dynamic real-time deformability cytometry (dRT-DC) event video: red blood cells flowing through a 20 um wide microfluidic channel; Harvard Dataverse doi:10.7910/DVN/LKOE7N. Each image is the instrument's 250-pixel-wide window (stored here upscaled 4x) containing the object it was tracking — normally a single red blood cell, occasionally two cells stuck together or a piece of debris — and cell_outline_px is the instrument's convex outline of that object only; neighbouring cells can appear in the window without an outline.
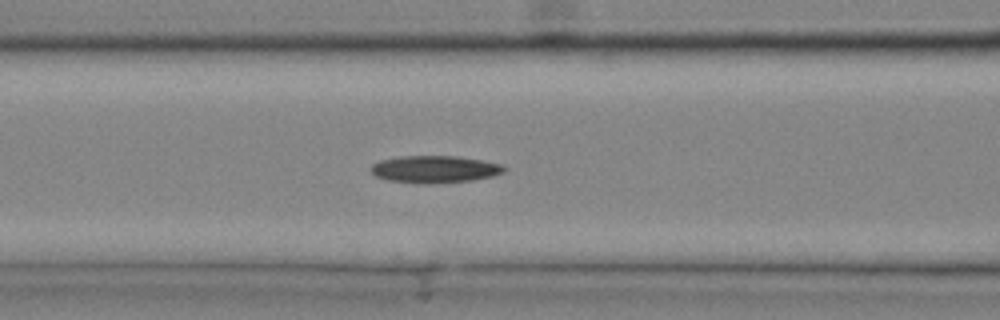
{"species": "common noctule bat (a hibernating species)", "species_latin": "Nyctalus noctula", "temperature_condition": "cold", "stored_images_in_passage": 30, "camera_frame_rate_fps": 3000, "um_per_image_px": 0.085, "animal": {"sex": "male", "body_mass_g": 20.4}, "frame": {"image": 1, "passage_image": 13, "time_ms": 4.0, "image_size_px": [1000, 320], "cell_outline_px": [[508, 168], [504, 172], [492, 176], [472, 180], [428, 184], [388, 180], [376, 176], [372, 172], [372, 164], [380, 160], [400, 156], [456, 156], [504, 164]], "centroid_in_image_um": [36.99, 14.38], "position_along_channel_um": 129.6, "area_um2": 21.04}}